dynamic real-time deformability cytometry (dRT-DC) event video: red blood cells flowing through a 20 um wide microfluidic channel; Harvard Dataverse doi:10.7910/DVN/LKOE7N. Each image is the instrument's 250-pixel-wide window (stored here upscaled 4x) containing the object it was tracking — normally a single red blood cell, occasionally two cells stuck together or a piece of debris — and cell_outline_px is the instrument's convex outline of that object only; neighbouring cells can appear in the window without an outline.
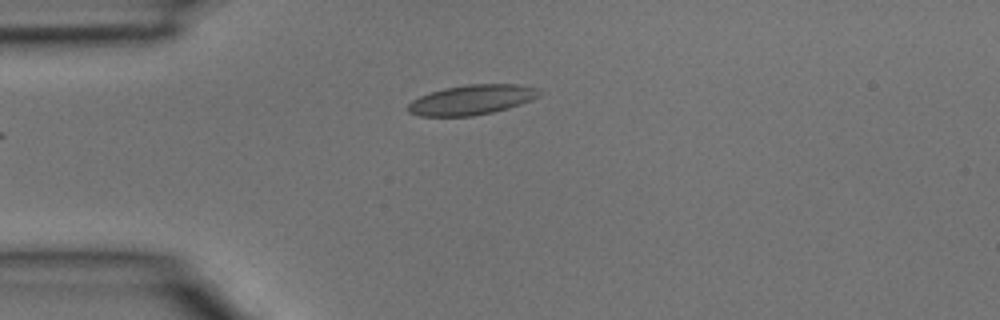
{"species": "common noctule bat (a hibernating species)", "species_latin": "Nyctalus noctula", "temperature_condition": "room temperature", "stored_images_in_passage": 3, "camera_frame_rate_fps": 3000, "um_per_image_px": 0.085, "animal": {"sex": "male", "body_mass_g": 15.6}, "frame": {"image": 1, "passage_image": 2, "time_ms": 0.333, "image_size_px": [1000, 320], "cell_outline_px": [[540, 92], [536, 96], [520, 104], [508, 108], [492, 112], [472, 116], [420, 116], [408, 112], [404, 108], [412, 100], [420, 96], [444, 88], [468, 84], [516, 84], [536, 88]], "centroid_in_image_um": [40.01, 8.49], "position_along_channel_um": 45.0, "area_um2": 22.6}}
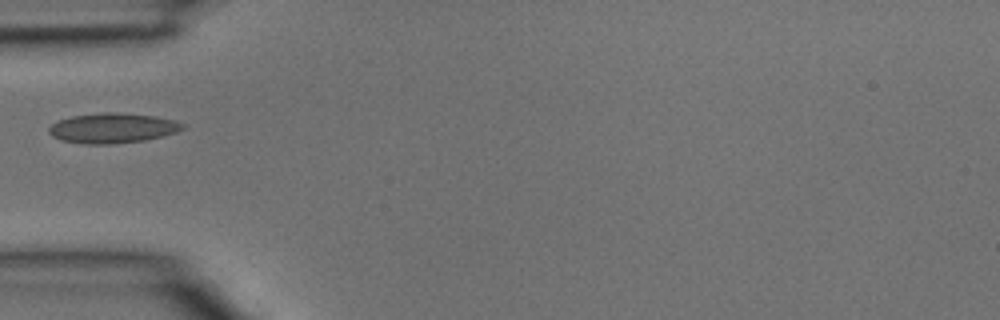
{"frame": {"image": 2, "passage_image": 3, "time_ms": 0.667, "image_size_px": [1000, 320], "cell_outline_px": [[184, 128], [176, 132], [144, 140], [112, 144], [84, 144], [60, 140], [52, 136], [48, 132], [48, 128], [56, 120], [72, 116], [104, 112], [116, 112], [156, 116], [176, 120], [184, 124]], "centroid_in_image_um": [9.54, 10.88], "position_along_channel_um": 75.5, "area_um2": 23.47}}